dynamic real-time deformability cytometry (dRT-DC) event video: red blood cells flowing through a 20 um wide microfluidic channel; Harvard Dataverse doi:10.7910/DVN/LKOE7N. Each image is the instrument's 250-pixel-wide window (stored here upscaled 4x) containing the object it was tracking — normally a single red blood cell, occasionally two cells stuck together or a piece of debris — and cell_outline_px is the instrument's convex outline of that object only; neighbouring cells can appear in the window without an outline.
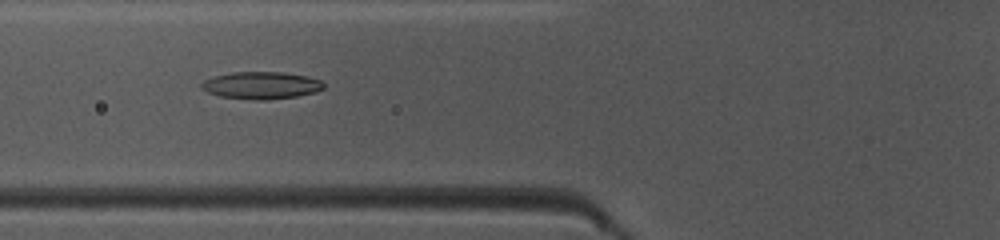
{"species": "common noctule bat (a hibernating species)", "species_latin": "Nyctalus noctula", "temperature_condition": "warm", "stored_images_in_passage": 49, "camera_frame_rate_fps": 3000, "um_per_image_px": 0.085, "animal": {"sex": "female", "body_mass_g": 10.0, "forearm_length_mm": 53.1}, "frame": {"image": 1, "passage_image": 19, "time_ms": 6.0, "image_size_px": [1000, 240], "cell_outline_px": [[324, 88], [316, 92], [296, 96], [268, 100], [256, 100], [220, 96], [208, 92], [200, 88], [200, 84], [204, 80], [216, 76], [232, 72], [284, 72], [308, 76], [320, 80], [324, 84]], "centroid_in_image_um": [22.22, 7.25], "position_along_channel_um": 103.6, "area_um2": 19.42}}
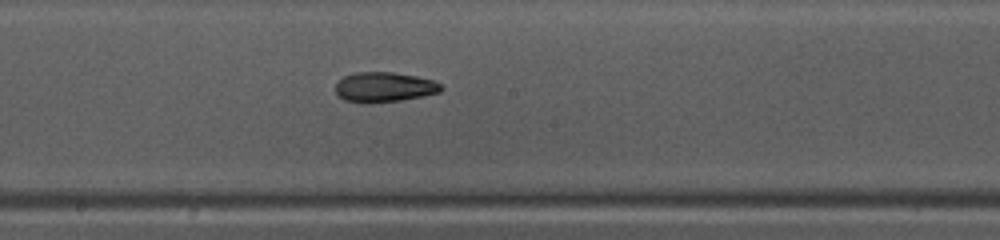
{"frame": {"image": 2, "passage_image": 27, "time_ms": 8.667, "image_size_px": [1000, 240], "cell_outline_px": [[444, 88], [440, 92], [424, 96], [404, 100], [368, 104], [344, 100], [336, 92], [336, 80], [344, 76], [356, 72], [392, 72], [416, 76], [432, 80], [440, 84]], "centroid_in_image_um": [32.65, 7.41], "position_along_channel_um": 215.6, "area_um2": 18.67}}
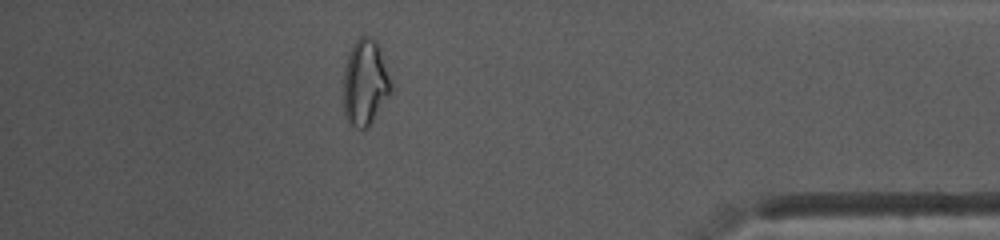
{"frame": {"image": 3, "passage_image": 43, "time_ms": 14.0, "image_size_px": [1000, 240], "cell_outline_px": [[396, 88], [372, 124], [368, 128], [360, 128], [352, 124], [344, 116], [344, 68], [352, 44], [360, 36], [368, 36], [376, 40], [380, 48]], "centroid_in_image_um": [31.11, 7.03], "position_along_channel_um": 404.1, "area_um2": 24.68}, "authors_computed_cell_mechanics": {"area_um2": 19.5942, "velocity_mm_per_s": 4.1697, "shape_relaxation_time_tau1_ms": null, "shape_relaxation_time_tau2_ms": 3.5387, "deformation_change_tau1": null, "deformation_change_tau2": 0.1137}}